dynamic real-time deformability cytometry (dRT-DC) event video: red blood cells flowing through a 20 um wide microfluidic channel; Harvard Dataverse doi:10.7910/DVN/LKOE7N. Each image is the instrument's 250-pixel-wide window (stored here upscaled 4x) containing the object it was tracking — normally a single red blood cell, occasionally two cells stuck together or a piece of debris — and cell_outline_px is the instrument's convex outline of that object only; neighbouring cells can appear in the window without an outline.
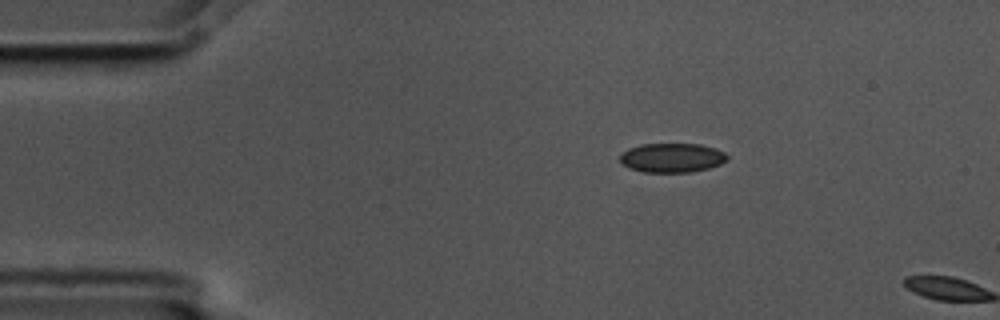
{"species": "common noctule bat (a hibernating species)", "species_latin": "Nyctalus noctula", "temperature_condition": "cold", "stored_images_in_passage": 2, "camera_frame_rate_fps": 3000, "um_per_image_px": 0.085, "animal": {"sex": "male", "body_mass_g": 17.5, "forearm_length_mm": 52.3}, "frame": {"image": 1, "passage_image": 1, "time_ms": 0.0, "image_size_px": [1000, 320], "cell_outline_px": [[728, 160], [720, 164], [708, 168], [692, 172], [644, 172], [628, 168], [620, 160], [620, 152], [628, 148], [640, 144], [700, 144], [716, 148], [724, 152], [728, 156]], "centroid_in_image_um": [57.11, 13.4], "position_along_channel_um": 27.9, "area_um2": 18.44}}